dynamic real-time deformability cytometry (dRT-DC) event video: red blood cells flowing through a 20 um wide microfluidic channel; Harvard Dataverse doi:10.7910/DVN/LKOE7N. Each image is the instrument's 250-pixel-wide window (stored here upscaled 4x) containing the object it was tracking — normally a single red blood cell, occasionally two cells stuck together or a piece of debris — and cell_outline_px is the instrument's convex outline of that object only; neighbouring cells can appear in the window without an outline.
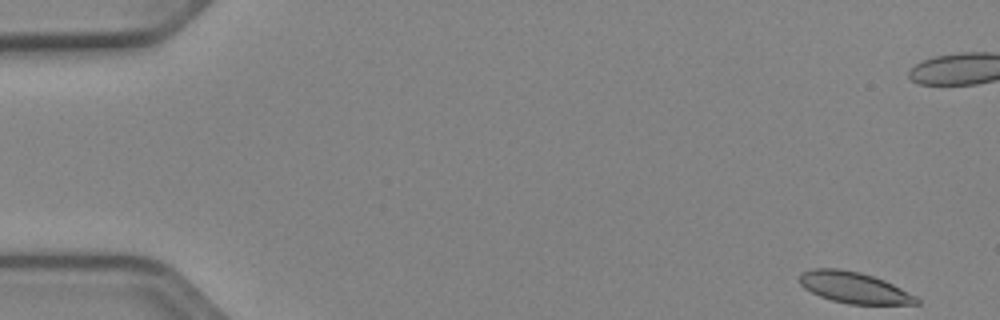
{"species": "Egyptian fruit bat (a non-hibernating species)", "species_latin": "Rousettus aegyptiacus", "temperature_condition": "cold", "stored_images_in_passage": 13, "camera_frame_rate_fps": 3000, "um_per_image_px": 0.085, "animal": {"sex": "female"}, "frame": {"image": 1, "passage_image": 1, "time_ms": 0.0, "image_size_px": [1000, 320], "cell_outline_px": [[920, 304], [848, 304], [832, 300], [820, 296], [804, 288], [800, 284], [800, 272], [812, 268], [836, 268], [860, 272], [884, 280], [916, 296], [920, 300]], "centroid_in_image_um": [72.57, 24.44], "position_along_channel_um": 12.4, "area_um2": 21.15}}